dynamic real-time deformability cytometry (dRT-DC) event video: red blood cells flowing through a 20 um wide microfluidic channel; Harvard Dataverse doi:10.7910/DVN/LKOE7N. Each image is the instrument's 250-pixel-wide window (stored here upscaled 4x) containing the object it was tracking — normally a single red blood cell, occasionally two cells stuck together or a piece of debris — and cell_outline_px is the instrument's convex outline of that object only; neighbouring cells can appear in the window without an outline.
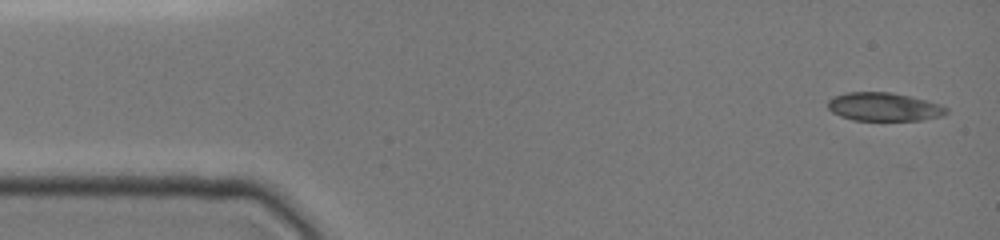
{"species": "common noctule bat (a hibernating species)", "species_latin": "Nyctalus noctula", "temperature_condition": "cold", "stored_images_in_passage": 24, "camera_frame_rate_fps": 3000, "um_per_image_px": 0.085, "animal": {"sex": "female", "body_mass_g": 19.0, "forearm_length_mm": 51.5}, "frame": {"image": 1, "passage_image": 1, "time_ms": 0.0, "image_size_px": [1000, 240], "cell_outline_px": [[948, 112], [944, 116], [924, 120], [852, 120], [840, 116], [832, 112], [828, 108], [828, 100], [844, 92], [892, 92], [928, 100], [940, 104], [948, 108]], "centroid_in_image_um": [75.17, 9.08], "position_along_channel_um": 9.8, "area_um2": 19.83}}
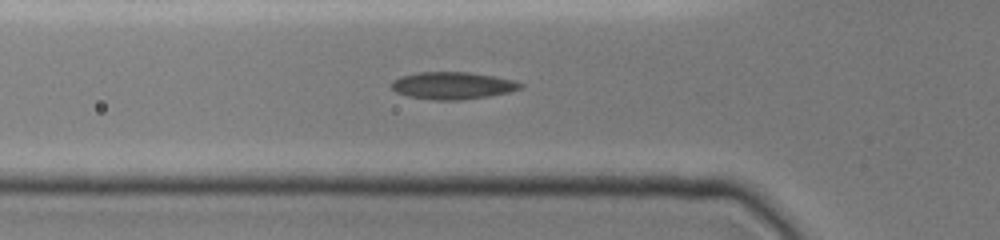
{"frame": {"image": 2, "passage_image": 13, "time_ms": 4.667, "image_size_px": [1000, 240], "cell_outline_px": [[524, 88], [508, 92], [488, 96], [460, 100], [432, 100], [408, 96], [396, 92], [392, 88], [392, 80], [400, 76], [416, 72], [468, 72], [492, 76], [512, 80], [524, 84]], "centroid_in_image_um": [38.45, 7.27], "position_along_channel_um": 87.4, "area_um2": 20.46}}
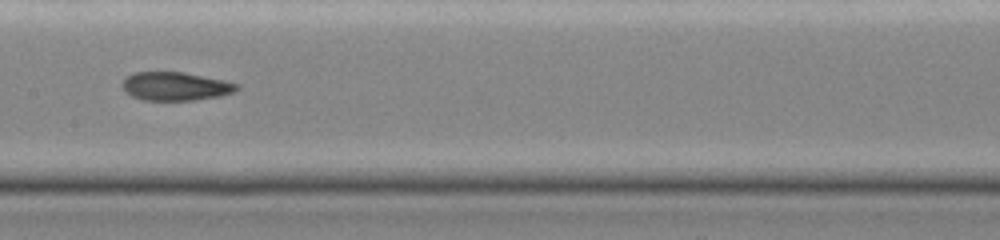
{"frame": {"image": 3, "passage_image": 23, "time_ms": 7.333, "image_size_px": [1000, 240], "cell_outline_px": [[240, 88], [232, 92], [220, 96], [196, 100], [144, 100], [132, 96], [124, 92], [120, 84], [128, 76], [136, 72], [184, 72], [224, 80], [240, 84]], "centroid_in_image_um": [14.92, 7.33], "position_along_channel_um": 192.5, "area_um2": 19.07}}